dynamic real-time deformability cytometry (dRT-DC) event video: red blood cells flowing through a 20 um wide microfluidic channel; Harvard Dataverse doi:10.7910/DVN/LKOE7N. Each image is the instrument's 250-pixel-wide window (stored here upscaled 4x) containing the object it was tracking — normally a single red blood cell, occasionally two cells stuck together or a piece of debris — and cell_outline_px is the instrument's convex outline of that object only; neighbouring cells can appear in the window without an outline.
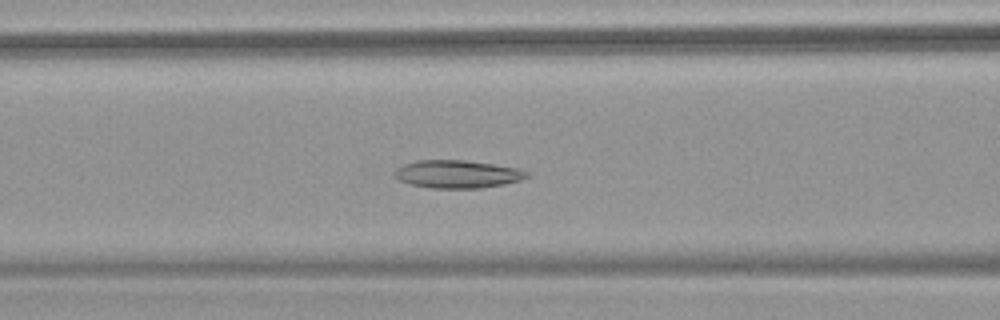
{"species": "common noctule bat (a hibernating species)", "species_latin": "Nyctalus noctula", "temperature_condition": "warm", "stored_images_in_passage": 45, "camera_frame_rate_fps": 3000, "um_per_image_px": 0.085, "animal": {"sex": "female", "body_mass_g": 18.4}, "frame": {"image": 1, "passage_image": 15, "time_ms": 4.667, "image_size_px": [1000, 320], "cell_outline_px": [[528, 176], [520, 180], [504, 184], [480, 188], [432, 188], [408, 184], [392, 176], [392, 172], [396, 168], [404, 164], [416, 160], [464, 160], [492, 164], [516, 168], [528, 172]], "centroid_in_image_um": [38.8, 14.8], "position_along_channel_um": 127.8, "area_um2": 21.5}}
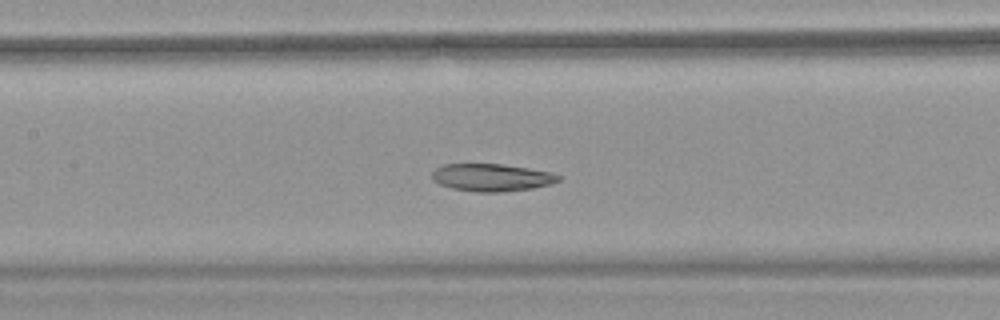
{"frame": {"image": 2, "passage_image": 18, "time_ms": 5.667, "image_size_px": [1000, 320], "cell_outline_px": [[560, 180], [552, 184], [532, 188], [496, 192], [476, 192], [452, 188], [440, 184], [432, 180], [432, 172], [436, 168], [444, 164], [500, 164], [528, 168], [548, 172], [560, 176]], "centroid_in_image_um": [41.76, 15.08], "position_along_channel_um": 165.6, "area_um2": 20.06}}
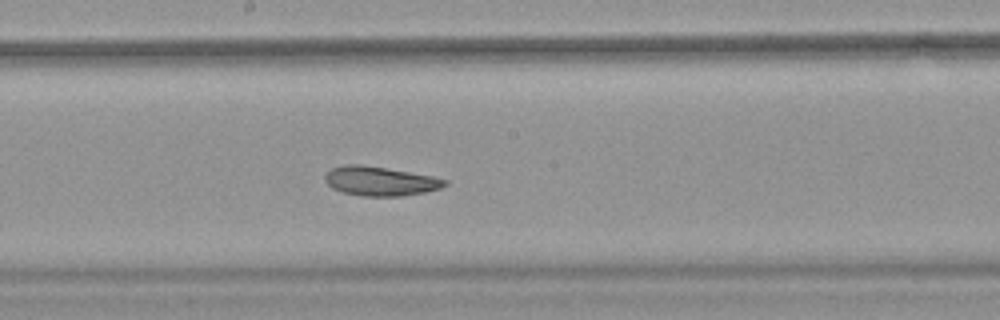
{"frame": {"image": 3, "passage_image": 22, "time_ms": 7.0, "image_size_px": [1000, 320], "cell_outline_px": [[448, 184], [440, 188], [424, 192], [404, 196], [360, 196], [340, 192], [332, 188], [324, 180], [324, 176], [332, 168], [344, 164], [360, 164], [432, 176], [448, 180]], "centroid_in_image_um": [32.28, 15.4], "position_along_channel_um": 215.9, "area_um2": 20.4}}